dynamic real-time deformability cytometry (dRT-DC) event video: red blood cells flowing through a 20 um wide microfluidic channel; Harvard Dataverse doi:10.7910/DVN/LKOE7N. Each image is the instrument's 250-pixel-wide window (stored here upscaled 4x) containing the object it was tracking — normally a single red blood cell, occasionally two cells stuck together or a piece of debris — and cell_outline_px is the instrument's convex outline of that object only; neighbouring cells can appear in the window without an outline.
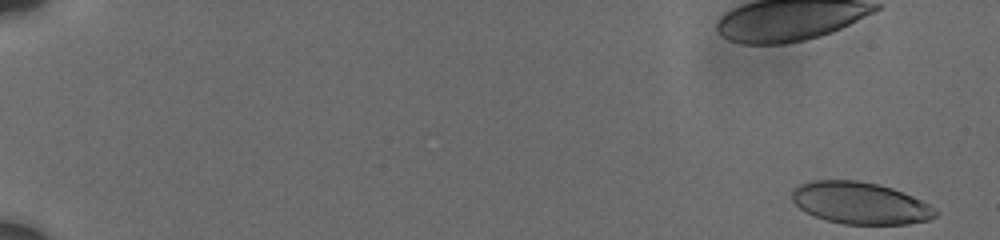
{"species": "human", "species_latin": "Homo sapiens", "temperature_condition": "cold", "stored_images_in_passage": 37, "camera_frame_rate_fps": 3000, "um_per_image_px": 0.085, "donor": {"sex": "male"}, "frame": {"image": 1, "passage_image": 1, "time_ms": 0.0, "image_size_px": [1000, 240], "cell_outline_px": [[940, 212], [936, 216], [928, 220], [908, 224], [844, 224], [824, 220], [800, 208], [792, 200], [792, 192], [800, 184], [812, 180], [856, 180], [876, 184], [892, 188], [912, 196], [936, 208]], "centroid_in_image_um": [73.14, 17.27], "position_along_channel_um": 11.9, "area_um2": 34.91}}
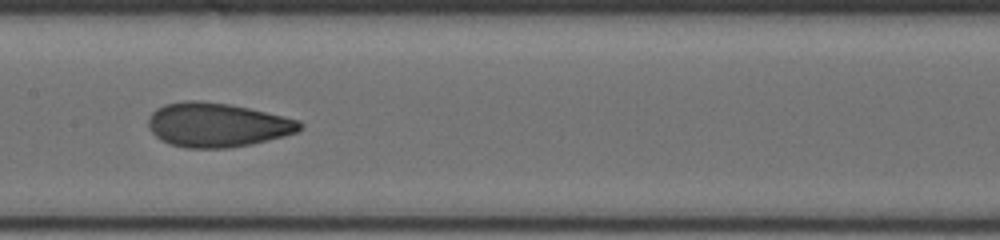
{"frame": {"image": 2, "passage_image": 27, "time_ms": 10.0, "image_size_px": [1000, 240], "cell_outline_px": [[304, 128], [296, 132], [284, 136], [252, 144], [228, 148], [184, 148], [168, 144], [160, 140], [148, 128], [148, 116], [156, 108], [164, 104], [184, 100], [200, 100], [228, 104], [248, 108], [300, 120], [304, 124]], "centroid_in_image_um": [18.43, 10.62], "position_along_channel_um": 189.0, "area_um2": 39.36}}
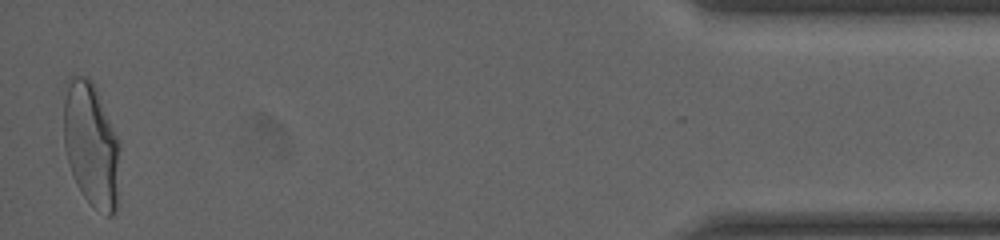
{"frame": {"image": 3, "passage_image": 37, "time_ms": 18.333, "image_size_px": [1000, 240], "cell_outline_px": [[120, 144], [116, 212], [112, 216], [108, 216], [92, 204], [84, 196], [76, 184], [68, 164], [64, 148], [64, 100], [68, 76], [72, 72], [84, 76], [92, 84], [120, 140]], "centroid_in_image_um": [7.74, 12.29], "position_along_channel_um": 427.5, "area_um2": 40.58}, "authors_computed_cell_mechanics": {"area_um2": 37.859, "velocity_mm_per_s": 3.7236, "shape_relaxation_time_tau1_ms": 5.5535, "shape_relaxation_time_tau2_ms": 1.4662, "deformation_change_tau1": 0.1742, "deformation_change_tau2": 0.077}}